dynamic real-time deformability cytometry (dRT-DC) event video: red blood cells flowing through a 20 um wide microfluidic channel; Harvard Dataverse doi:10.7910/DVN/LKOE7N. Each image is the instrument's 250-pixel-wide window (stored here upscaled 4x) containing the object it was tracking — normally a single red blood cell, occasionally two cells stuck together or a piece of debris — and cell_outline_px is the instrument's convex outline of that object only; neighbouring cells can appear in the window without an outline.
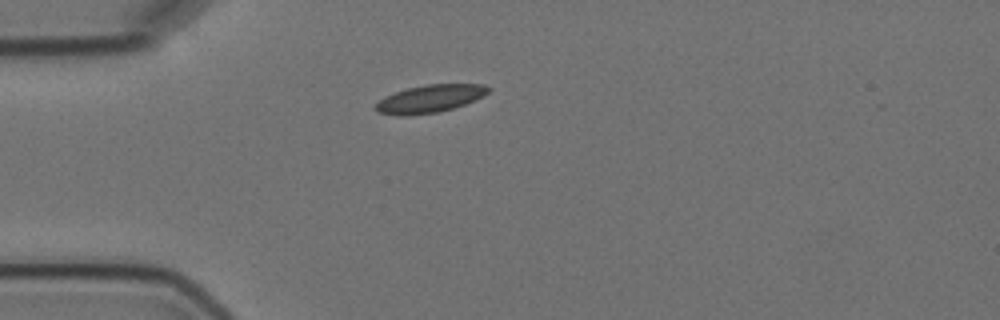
{"species": "Egyptian fruit bat (a non-hibernating species)", "species_latin": "Rousettus aegyptiacus", "temperature_condition": "cold", "stored_images_in_passage": 1, "camera_frame_rate_fps": 3000, "um_per_image_px": 0.085, "animal": {"sex": "female"}, "frame": {"image": 1, "passage_image": 1, "time_ms": 0.0, "image_size_px": [1000, 320], "cell_outline_px": [[492, 88], [488, 92], [464, 104], [452, 108], [436, 112], [404, 116], [400, 116], [376, 112], [376, 104], [384, 96], [408, 88], [428, 84], [484, 84]], "centroid_in_image_um": [36.51, 8.39], "position_along_channel_um": 48.5, "area_um2": 17.86}}